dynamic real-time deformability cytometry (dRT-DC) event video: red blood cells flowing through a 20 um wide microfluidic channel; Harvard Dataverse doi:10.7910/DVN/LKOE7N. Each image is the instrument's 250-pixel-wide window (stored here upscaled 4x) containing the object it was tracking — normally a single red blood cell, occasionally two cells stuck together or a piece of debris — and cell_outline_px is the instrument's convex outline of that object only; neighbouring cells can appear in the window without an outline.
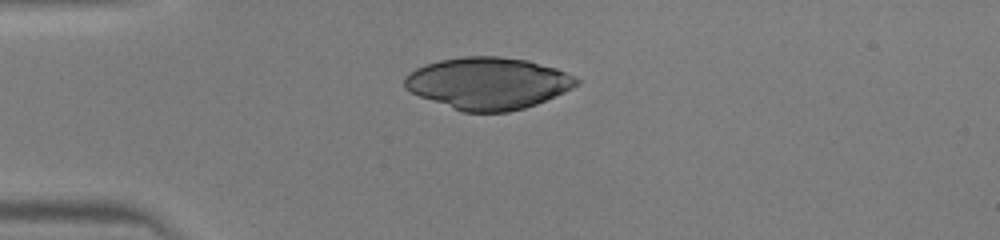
{"species": "human", "species_latin": "Homo sapiens", "temperature_condition": "warm", "stored_images_in_passage": 34, "camera_frame_rate_fps": 3000, "um_per_image_px": 0.085, "donor": {"sex": "male"}, "frame": {"image": 1, "passage_image": 1, "time_ms": 0.0, "image_size_px": [1000, 240], "cell_outline_px": [[580, 84], [564, 92], [536, 104], [524, 108], [508, 112], [464, 112], [420, 96], [404, 88], [404, 76], [416, 68], [424, 64], [440, 60], [464, 56], [500, 56], [528, 60], [556, 68], [576, 76], [580, 80]], "centroid_in_image_um": [41.5, 7.06], "position_along_channel_um": 43.5, "area_um2": 52.02}}
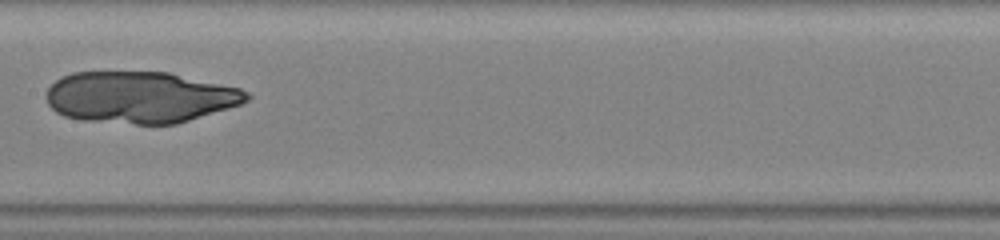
{"frame": {"image": 2, "passage_image": 13, "time_ms": 4.0, "image_size_px": [1000, 240], "cell_outline_px": [[252, 96], [248, 100], [240, 104], [228, 108], [176, 124], [136, 124], [84, 120], [64, 116], [56, 112], [48, 104], [48, 88], [56, 80], [72, 72], [168, 72], [240, 88], [248, 92]], "centroid_in_image_um": [11.91, 8.26], "position_along_channel_um": 195.5, "area_um2": 59.94}}
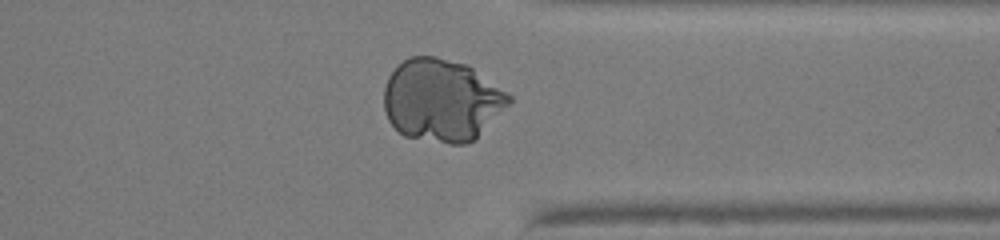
{"frame": {"image": 3, "passage_image": 25, "time_ms": 8.0, "image_size_px": [1000, 240], "cell_outline_px": [[512, 100], [476, 140], [464, 144], [448, 144], [404, 136], [388, 120], [384, 108], [384, 88], [388, 76], [408, 56], [436, 56], [468, 64], [508, 92], [512, 96]], "centroid_in_image_um": [37.56, 8.51], "position_along_channel_um": 373.8, "area_um2": 60.4}}